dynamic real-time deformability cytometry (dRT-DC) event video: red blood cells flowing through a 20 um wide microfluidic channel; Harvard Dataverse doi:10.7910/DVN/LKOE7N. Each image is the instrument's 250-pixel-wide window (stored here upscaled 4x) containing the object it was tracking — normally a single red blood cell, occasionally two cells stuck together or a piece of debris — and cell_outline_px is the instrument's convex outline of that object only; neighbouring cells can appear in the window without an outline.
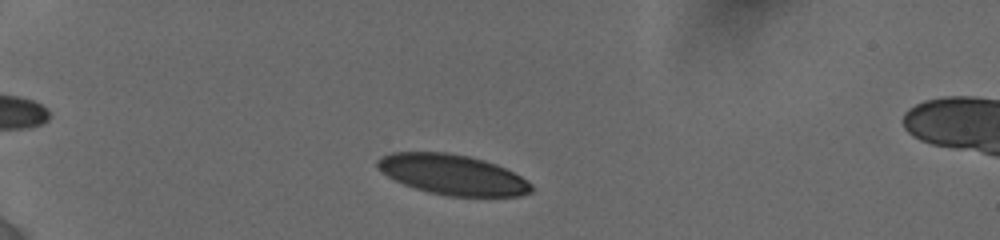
{"species": "human", "species_latin": "Homo sapiens", "temperature_condition": "cold", "stored_images_in_passage": 36, "camera_frame_rate_fps": 3000, "um_per_image_px": 0.085, "donor": {"sex": "female"}, "frame": {"image": 1, "passage_image": 5, "time_ms": 1.333, "image_size_px": [1000, 240], "cell_outline_px": [[532, 192], [520, 196], [448, 196], [428, 192], [404, 184], [388, 176], [376, 168], [376, 160], [380, 156], [392, 152], [444, 152], [468, 156], [484, 160], [496, 164], [528, 180], [532, 184]], "centroid_in_image_um": [38.45, 14.84], "position_along_channel_um": 46.6, "area_um2": 36.07}}
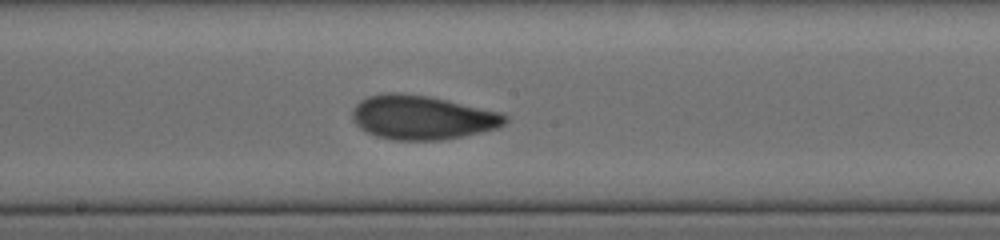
{"frame": {"image": 2, "passage_image": 23, "time_ms": 7.0, "image_size_px": [1000, 240], "cell_outline_px": [[508, 120], [504, 124], [496, 128], [480, 132], [440, 140], [392, 140], [376, 136], [360, 128], [352, 120], [352, 108], [360, 100], [368, 96], [388, 92], [400, 92], [428, 96], [500, 112], [508, 116]], "centroid_in_image_um": [35.84, 9.97], "position_along_channel_um": 212.4, "area_um2": 39.13}}
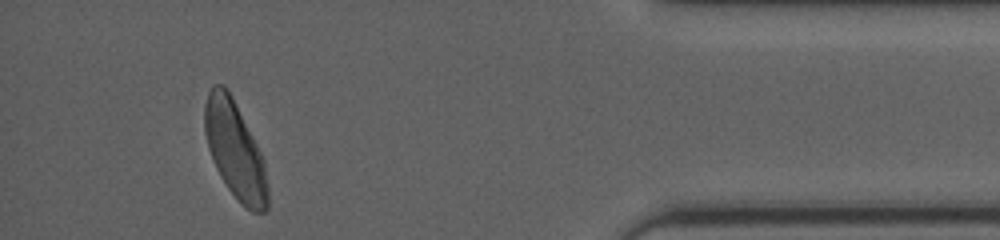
{"frame": {"image": 3, "passage_image": 35, "time_ms": 13.333, "image_size_px": [1000, 240], "cell_outline_px": [[268, 208], [264, 212], [252, 212], [240, 204], [228, 188], [220, 176], [212, 160], [208, 148], [204, 128], [204, 108], [208, 92], [212, 84], [224, 84], [228, 88], [264, 160], [268, 188]], "centroid_in_image_um": [19.96, 12.77], "position_along_channel_um": 415.2, "area_um2": 35.66}, "authors_computed_cell_mechanics": {"area_um2": 37.57, "velocity_mm_per_s": 3.8368, "shape_relaxation_time_tau1_ms": 5.5952, "shape_relaxation_time_tau2_ms": 1.2748, "deformation_change_tau1": 0.1823, "deformation_change_tau2": 0.0593}}